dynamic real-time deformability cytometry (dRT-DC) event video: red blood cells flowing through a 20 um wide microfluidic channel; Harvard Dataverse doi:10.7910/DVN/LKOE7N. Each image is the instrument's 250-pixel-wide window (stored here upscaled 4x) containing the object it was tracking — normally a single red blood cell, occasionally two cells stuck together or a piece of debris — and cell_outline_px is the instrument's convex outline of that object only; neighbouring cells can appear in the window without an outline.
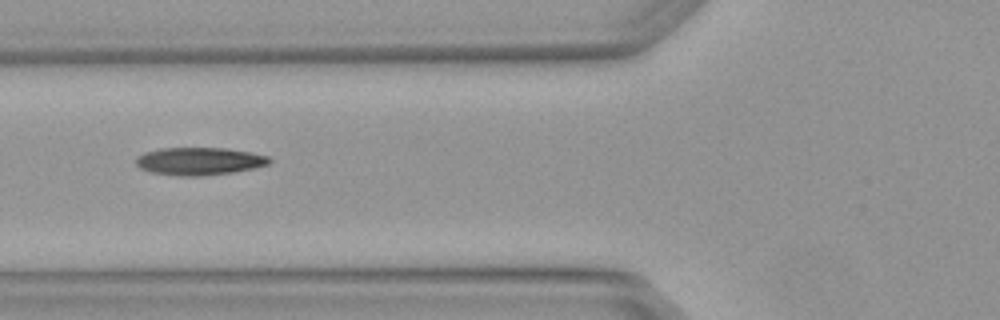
{"species": "Egyptian fruit bat (a non-hibernating species)", "species_latin": "Rousettus aegyptiacus", "temperature_condition": "warm", "stored_images_in_passage": 4, "camera_frame_rate_fps": 3000, "um_per_image_px": 0.085, "animal": {"sex": "female"}, "frame": {"image": 1, "passage_image": 4, "time_ms": 1.0, "image_size_px": [1000, 320], "cell_outline_px": [[272, 160], [268, 164], [252, 168], [232, 172], [204, 176], [176, 176], [152, 172], [140, 168], [136, 164], [136, 156], [144, 152], [160, 148], [224, 148], [248, 152], [268, 156]], "centroid_in_image_um": [16.89, 13.7], "position_along_channel_um": 108.9, "area_um2": 21.44}}